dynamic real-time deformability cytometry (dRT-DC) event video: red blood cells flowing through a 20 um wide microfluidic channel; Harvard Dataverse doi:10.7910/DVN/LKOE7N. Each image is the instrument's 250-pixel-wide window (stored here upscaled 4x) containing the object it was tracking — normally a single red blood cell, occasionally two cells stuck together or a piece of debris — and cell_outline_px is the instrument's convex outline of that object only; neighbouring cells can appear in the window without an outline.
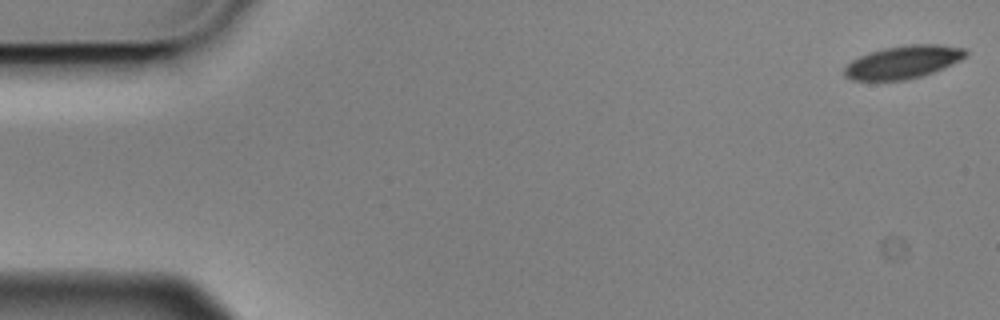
{"species": "Egyptian fruit bat (a non-hibernating species)", "species_latin": "Rousettus aegyptiacus", "temperature_condition": "cold", "stored_images_in_passage": 4, "camera_frame_rate_fps": 3000, "um_per_image_px": 0.085, "animal": {"sex": "male"}, "frame": {"image": 1, "passage_image": 1, "time_ms": 0.0, "image_size_px": [1000, 320], "cell_outline_px": [[968, 56], [944, 68], [920, 76], [904, 80], [852, 80], [844, 76], [844, 68], [852, 60], [860, 56], [884, 48], [908, 44], [940, 44], [968, 48]], "centroid_in_image_um": [76.82, 5.26], "position_along_channel_um": 8.2, "area_um2": 23.29}}
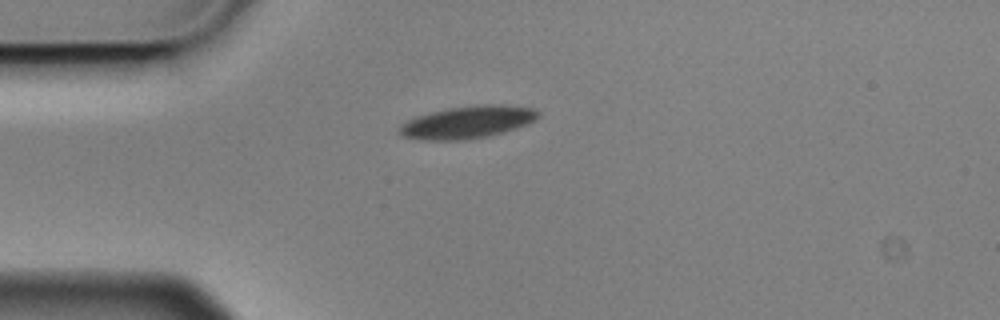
{"frame": {"image": 2, "passage_image": 4, "time_ms": 1.0, "image_size_px": [1000, 320], "cell_outline_px": [[540, 116], [536, 120], [528, 124], [516, 128], [488, 136], [468, 140], [420, 140], [400, 136], [396, 132], [400, 124], [416, 116], [448, 108], [476, 104], [504, 104], [532, 108], [540, 112]], "centroid_in_image_um": [39.72, 10.39], "position_along_channel_um": 45.3, "area_um2": 26.65}}